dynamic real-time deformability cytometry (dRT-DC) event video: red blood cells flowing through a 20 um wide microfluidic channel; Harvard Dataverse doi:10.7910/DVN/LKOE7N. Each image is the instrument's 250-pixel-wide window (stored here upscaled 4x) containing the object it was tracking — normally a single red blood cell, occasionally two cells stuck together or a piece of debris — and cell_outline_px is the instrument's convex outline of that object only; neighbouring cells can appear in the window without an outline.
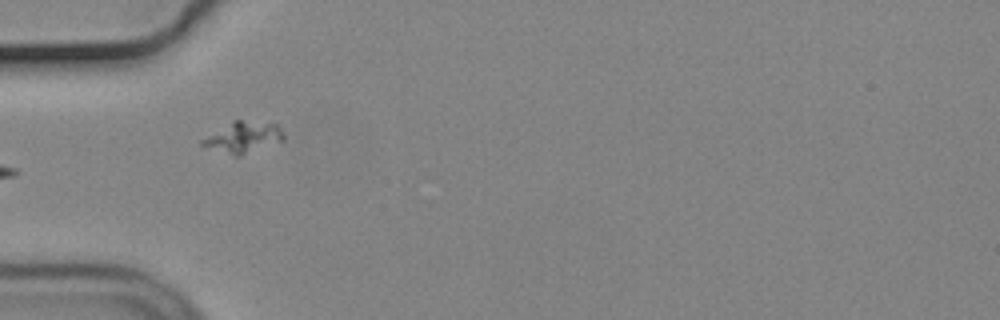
{"species": "common noctule bat (a hibernating species)", "species_latin": "Nyctalus noctula", "temperature_condition": "cold", "stored_images_in_passage": 24, "camera_frame_rate_fps": 3000, "um_per_image_px": 0.085, "animal": {"sex": "male", "body_mass_g": 19.2, "forearm_length_mm": 51.8}, "frame": {"image": 1, "passage_image": 1, "time_ms": 0.0, "image_size_px": [1000, 320], "cell_outline_px": [[284, 140], [240, 156], [236, 156], [200, 144], [200, 140], [232, 120], [240, 120], [276, 124], [280, 128], [284, 136]], "centroid_in_image_um": [20.68, 11.66], "position_along_channel_um": 64.3, "area_um2": 14.39}}
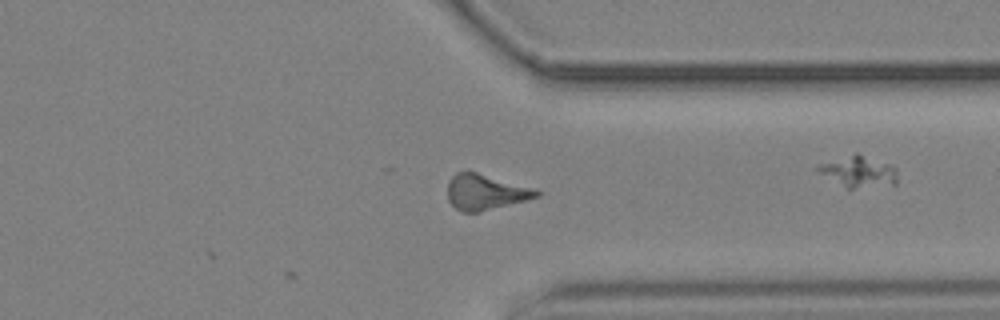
{"frame": {"image": 2, "passage_image": 24, "time_ms": 7.667, "image_size_px": [1000, 320], "cell_outline_px": [[544, 192], [540, 196], [528, 200], [480, 212], [464, 212], [456, 208], [448, 200], [448, 180], [456, 172], [468, 168]], "centroid_in_image_um": [41.26, 16.29], "position_along_channel_um": 370.1, "area_um2": 18.9}}